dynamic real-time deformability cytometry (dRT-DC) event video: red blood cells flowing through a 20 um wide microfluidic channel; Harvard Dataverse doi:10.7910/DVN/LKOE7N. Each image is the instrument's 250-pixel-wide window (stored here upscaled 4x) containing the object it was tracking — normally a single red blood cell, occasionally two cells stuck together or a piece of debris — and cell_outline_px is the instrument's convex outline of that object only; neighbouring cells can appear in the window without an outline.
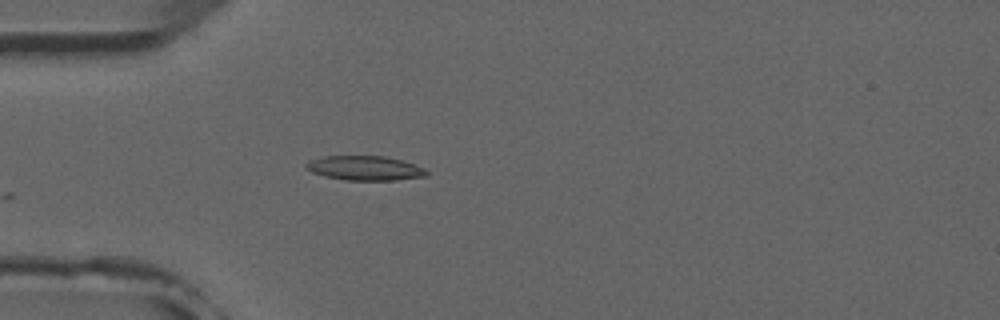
{"species": "common noctule bat (a hibernating species)", "species_latin": "Nyctalus noctula", "temperature_condition": "room temperature", "stored_images_in_passage": 2, "camera_frame_rate_fps": 3000, "um_per_image_px": 0.085, "animal": {"sex": "male", "forearm_length_mm": 52.5}, "frame": {"image": 1, "passage_image": 2, "time_ms": 1.333, "image_size_px": [1000, 320], "cell_outline_px": [[428, 176], [396, 180], [344, 180], [324, 176], [312, 172], [304, 168], [304, 164], [312, 160], [324, 156], [384, 156], [400, 160], [424, 168], [428, 172]], "centroid_in_image_um": [31.0, 14.3], "position_along_channel_um": 54.0, "area_um2": 17.11}}